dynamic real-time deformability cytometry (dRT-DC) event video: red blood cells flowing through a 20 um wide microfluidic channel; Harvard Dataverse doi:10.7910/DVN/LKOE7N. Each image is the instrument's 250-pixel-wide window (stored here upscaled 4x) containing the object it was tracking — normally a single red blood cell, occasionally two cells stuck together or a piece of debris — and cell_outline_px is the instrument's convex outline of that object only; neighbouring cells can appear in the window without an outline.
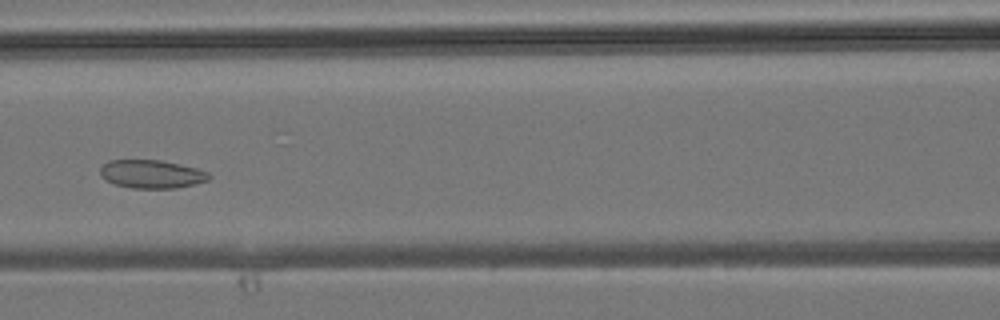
{"species": "common noctule bat (a hibernating species)", "species_latin": "Nyctalus noctula", "temperature_condition": "room temperature", "stored_images_in_passage": 37, "camera_frame_rate_fps": 3000, "um_per_image_px": 0.085, "animal": {"sex": "male", "body_mass_g": 19.2, "forearm_length_mm": 51.8}, "frame": {"image": 1, "passage_image": 12, "time_ms": 3.667, "image_size_px": [1000, 320], "cell_outline_px": [[212, 176], [208, 180], [176, 188], [132, 188], [116, 184], [100, 176], [100, 168], [108, 160], [160, 160], [180, 164], [196, 168], [208, 172]], "centroid_in_image_um": [12.89, 14.79], "position_along_channel_um": 153.7, "area_um2": 17.8}}
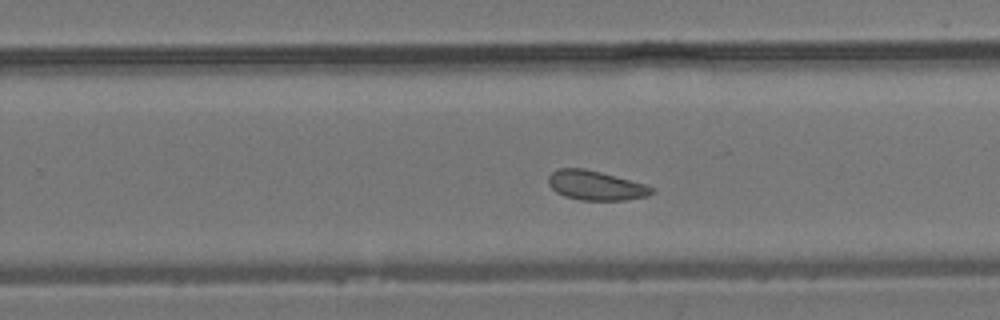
{"frame": {"image": 2, "passage_image": 20, "time_ms": 6.333, "image_size_px": [1000, 320], "cell_outline_px": [[656, 192], [648, 196], [624, 200], [580, 200], [564, 196], [556, 192], [548, 184], [548, 176], [552, 172], [560, 168], [584, 168], [600, 172], [644, 184], [656, 188]], "centroid_in_image_um": [50.64, 15.77], "position_along_channel_um": 279.2, "area_um2": 17.74}}
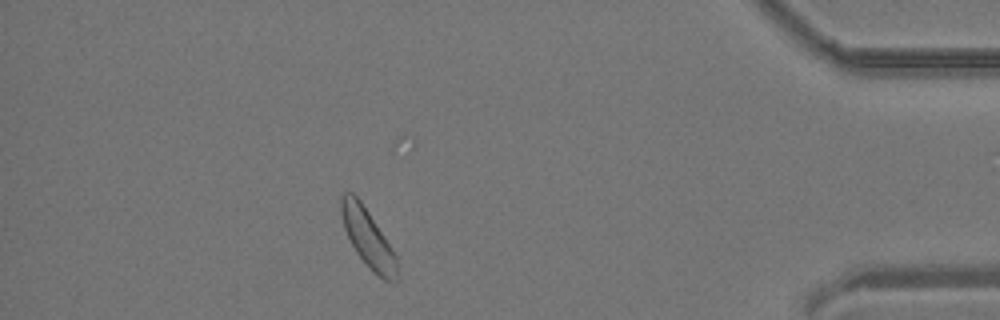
{"frame": {"image": 3, "passage_image": 31, "time_ms": 10.0, "image_size_px": [1000, 320], "cell_outline_px": [[400, 280], [384, 280], [356, 252], [344, 228], [340, 212], [340, 196], [344, 192], [352, 192], [360, 200], [384, 236], [396, 256], [400, 276]], "centroid_in_image_um": [31.27, 20.21], "position_along_channel_um": 403.9, "area_um2": 18.5}}